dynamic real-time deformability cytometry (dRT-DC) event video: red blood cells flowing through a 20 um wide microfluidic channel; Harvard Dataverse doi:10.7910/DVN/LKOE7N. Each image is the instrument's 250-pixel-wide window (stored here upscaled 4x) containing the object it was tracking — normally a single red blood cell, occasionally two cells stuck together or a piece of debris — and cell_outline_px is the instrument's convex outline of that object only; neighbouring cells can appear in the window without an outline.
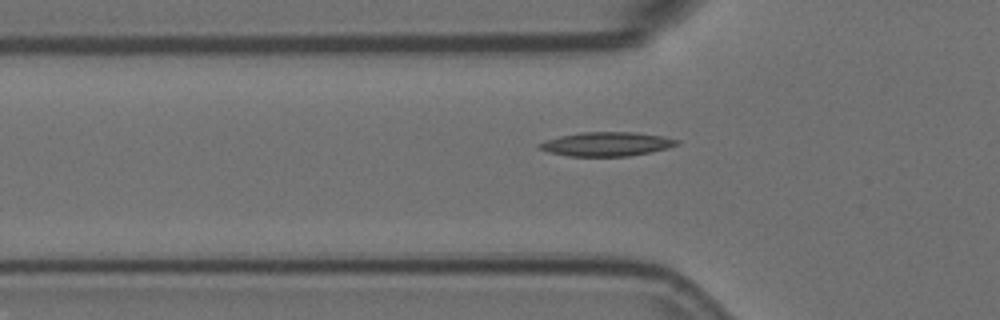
{"species": "Egyptian fruit bat (a non-hibernating species)", "species_latin": "Rousettus aegyptiacus", "temperature_condition": "room temperature", "stored_images_in_passage": 40, "camera_frame_rate_fps": 3000, "um_per_image_px": 0.085, "animal": {"sex": "female"}, "frame": {"image": 1, "passage_image": 17, "time_ms": 5.333, "image_size_px": [1000, 320], "cell_outline_px": [[680, 144], [668, 148], [652, 152], [628, 156], [568, 156], [548, 152], [536, 148], [536, 144], [544, 140], [560, 136], [580, 132], [636, 132], [664, 136], [680, 140]], "centroid_in_image_um": [51.55, 12.24], "position_along_channel_um": 74.2, "area_um2": 19.59}}
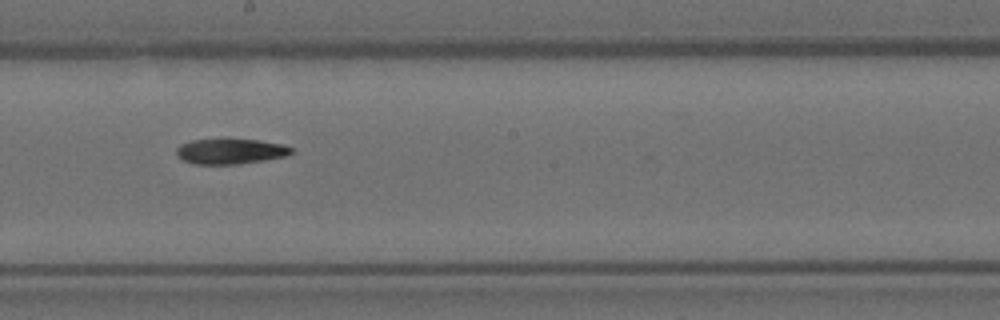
{"frame": {"image": 2, "passage_image": 30, "time_ms": 9.667, "image_size_px": [1000, 320], "cell_outline_px": [[292, 152], [284, 156], [264, 160], [240, 164], [192, 164], [184, 160], [176, 152], [176, 148], [180, 144], [192, 140], [224, 136], [228, 136], [260, 140], [284, 144], [292, 148]], "centroid_in_image_um": [19.57, 12.81], "position_along_channel_um": 228.6, "area_um2": 17.74}}
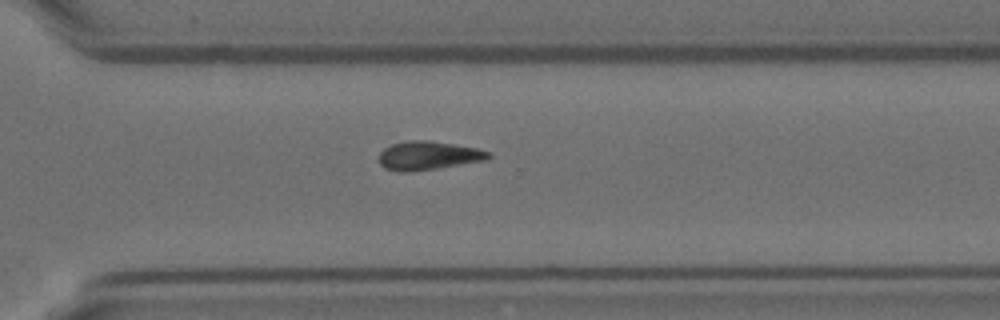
{"frame": {"image": 3, "passage_image": 39, "time_ms": 12.667, "image_size_px": [1000, 320], "cell_outline_px": [[492, 156], [488, 160], [436, 168], [404, 172], [400, 172], [384, 168], [380, 164], [380, 152], [384, 148], [392, 144], [408, 140], [428, 140], [476, 148], [488, 152]], "centroid_in_image_um": [36.39, 13.22], "position_along_channel_um": 334.2, "area_um2": 18.09}}